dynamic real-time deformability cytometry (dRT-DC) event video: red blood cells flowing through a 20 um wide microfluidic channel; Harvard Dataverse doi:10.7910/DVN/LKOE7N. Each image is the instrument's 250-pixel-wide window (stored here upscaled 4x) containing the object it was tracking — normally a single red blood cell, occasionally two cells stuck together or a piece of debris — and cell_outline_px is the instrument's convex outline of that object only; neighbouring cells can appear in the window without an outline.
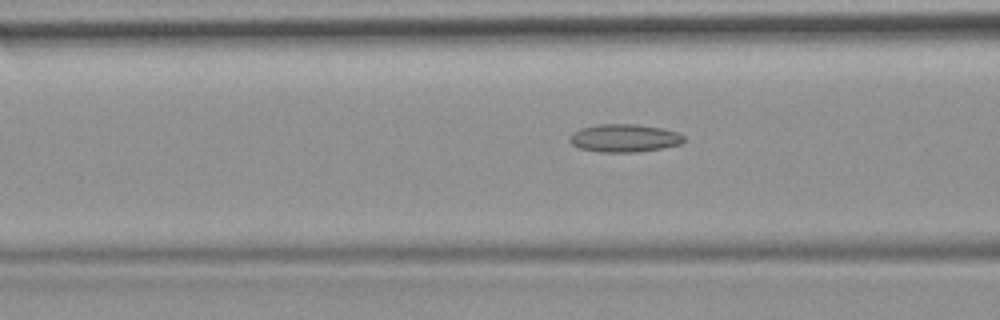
{"species": "common noctule bat (a hibernating species)", "species_latin": "Nyctalus noctula", "temperature_condition": "room temperature", "stored_images_in_passage": 46, "camera_frame_rate_fps": 3000, "um_per_image_px": 0.085, "animal": {"sex": "female", "body_mass_g": 19.9}, "frame": {"image": 1, "passage_image": 14, "time_ms": 4.333, "image_size_px": [1000, 320], "cell_outline_px": [[684, 140], [680, 144], [660, 148], [636, 152], [600, 152], [580, 148], [572, 144], [568, 140], [572, 132], [580, 128], [600, 124], [636, 124], [664, 128], [680, 132], [684, 136]], "centroid_in_image_um": [53.07, 11.73], "position_along_channel_um": 113.5, "area_um2": 18.67}}
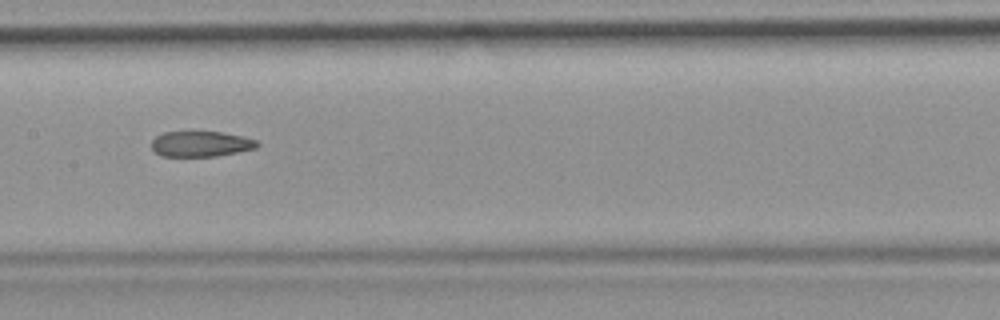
{"frame": {"image": 2, "passage_image": 20, "time_ms": 6.333, "image_size_px": [1000, 320], "cell_outline_px": [[260, 144], [256, 148], [216, 156], [160, 156], [152, 148], [152, 140], [156, 136], [164, 132], [224, 132], [244, 136], [256, 140]], "centroid_in_image_um": [17.08, 12.23], "position_along_channel_um": 190.3, "area_um2": 15.66}, "authors_computed_cell_mechanics": {"area_um2": 17.3689, "velocity_mm_per_s": 3.8466, "shape_relaxation_time_tau1_ms": null, "shape_relaxation_time_tau2_ms": 4.236, "deformation_change_tau1": null, "deformation_change_tau2": 0.1341}}